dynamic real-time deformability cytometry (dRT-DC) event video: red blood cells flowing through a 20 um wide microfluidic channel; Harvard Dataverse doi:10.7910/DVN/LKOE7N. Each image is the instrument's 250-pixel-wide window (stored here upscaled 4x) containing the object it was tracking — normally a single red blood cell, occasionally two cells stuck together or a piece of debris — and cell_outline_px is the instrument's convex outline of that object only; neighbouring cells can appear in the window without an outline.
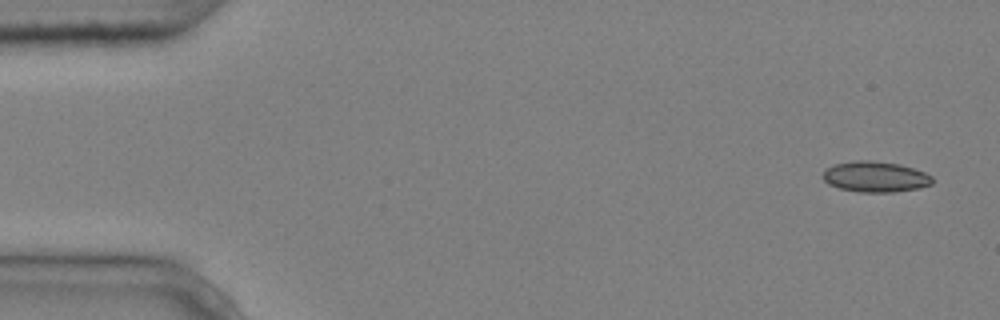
{"species": "common noctule bat (a hibernating species)", "species_latin": "Nyctalus noctula", "temperature_condition": "cold", "stored_images_in_passage": 4, "camera_frame_rate_fps": 3000, "um_per_image_px": 0.085, "animal": {"sex": "male", "body_mass_g": 20.4}, "frame": {"image": 1, "passage_image": 1, "time_ms": 0.0, "image_size_px": [1000, 320], "cell_outline_px": [[932, 184], [920, 188], [896, 192], [860, 192], [840, 188], [828, 184], [824, 180], [824, 172], [832, 164], [856, 160], [868, 160], [900, 164], [924, 172], [932, 176]], "centroid_in_image_um": [74.42, 15.02], "position_along_channel_um": 10.6, "area_um2": 19.54}}
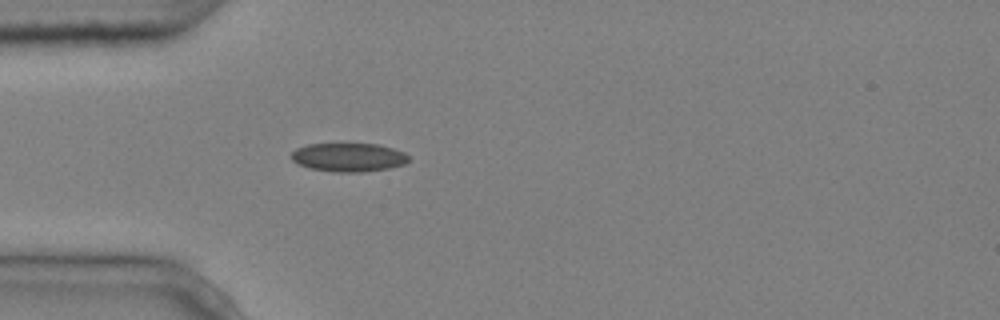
{"frame": {"image": 2, "passage_image": 4, "time_ms": 1.0, "image_size_px": [1000, 320], "cell_outline_px": [[408, 160], [404, 164], [388, 168], [364, 172], [332, 172], [308, 168], [292, 160], [292, 152], [296, 148], [308, 144], [376, 144], [392, 148], [404, 152], [408, 156]], "centroid_in_image_um": [29.61, 13.38], "position_along_channel_um": 55.4, "area_um2": 19.48}}